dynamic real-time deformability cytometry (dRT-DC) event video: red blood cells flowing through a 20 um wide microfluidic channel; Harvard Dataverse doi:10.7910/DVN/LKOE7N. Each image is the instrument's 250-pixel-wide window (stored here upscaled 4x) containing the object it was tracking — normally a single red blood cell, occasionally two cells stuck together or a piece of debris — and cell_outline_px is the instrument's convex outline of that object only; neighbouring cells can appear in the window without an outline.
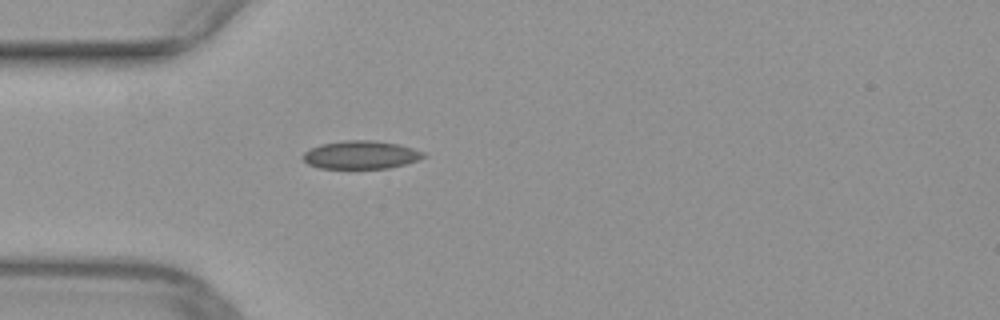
{"species": "common noctule bat (a hibernating species)", "species_latin": "Nyctalus noctula", "temperature_condition": "warm", "stored_images_in_passage": 37, "camera_frame_rate_fps": 3000, "um_per_image_px": 0.085, "animal": {"sex": "female", "body_mass_g": 29.2, "forearm_length_mm": 56.3}, "frame": {"image": 1, "passage_image": 1, "time_ms": 0.0, "image_size_px": [1000, 320], "cell_outline_px": [[424, 156], [416, 160], [404, 164], [388, 168], [320, 168], [308, 164], [300, 156], [304, 152], [320, 144], [344, 140], [372, 140], [396, 144], [412, 148], [424, 152]], "centroid_in_image_um": [30.61, 13.16], "position_along_channel_um": 54.4, "area_um2": 19.54}}
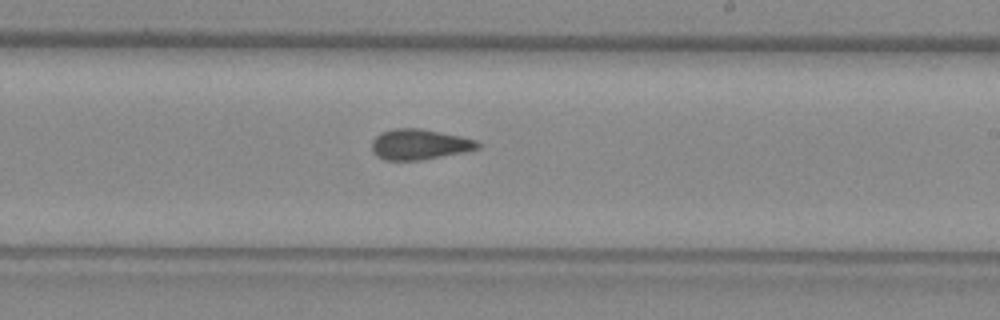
{"frame": {"image": 2, "passage_image": 16, "time_ms": 5.0, "image_size_px": [1000, 320], "cell_outline_px": [[480, 148], [464, 152], [420, 160], [384, 160], [376, 156], [372, 152], [372, 140], [380, 132], [392, 128], [420, 128], [460, 136], [476, 140], [480, 144]], "centroid_in_image_um": [35.61, 12.27], "position_along_channel_um": 253.4, "area_um2": 18.9}}
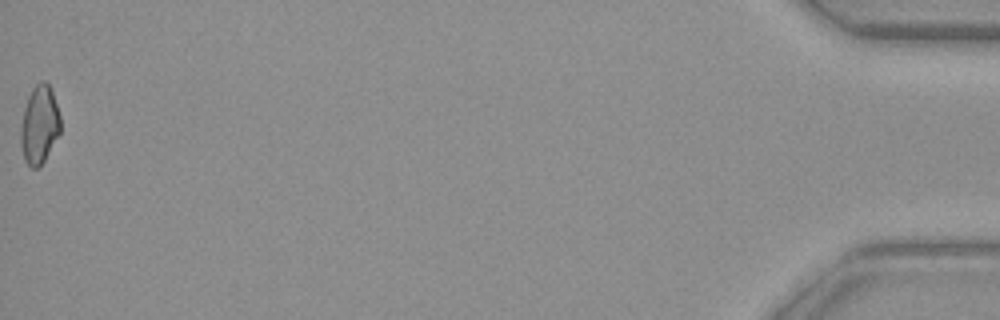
{"frame": {"image": 3, "passage_image": 37, "time_ms": 12.0, "image_size_px": [1000, 320], "cell_outline_px": [[60, 132], [44, 160], [36, 168], [32, 168], [24, 160], [20, 144], [20, 128], [24, 108], [28, 96], [32, 88], [40, 80], [44, 80], [48, 84], [52, 92], [60, 116]], "centroid_in_image_um": [3.33, 10.58], "position_along_channel_um": 431.9, "area_um2": 17.98}}